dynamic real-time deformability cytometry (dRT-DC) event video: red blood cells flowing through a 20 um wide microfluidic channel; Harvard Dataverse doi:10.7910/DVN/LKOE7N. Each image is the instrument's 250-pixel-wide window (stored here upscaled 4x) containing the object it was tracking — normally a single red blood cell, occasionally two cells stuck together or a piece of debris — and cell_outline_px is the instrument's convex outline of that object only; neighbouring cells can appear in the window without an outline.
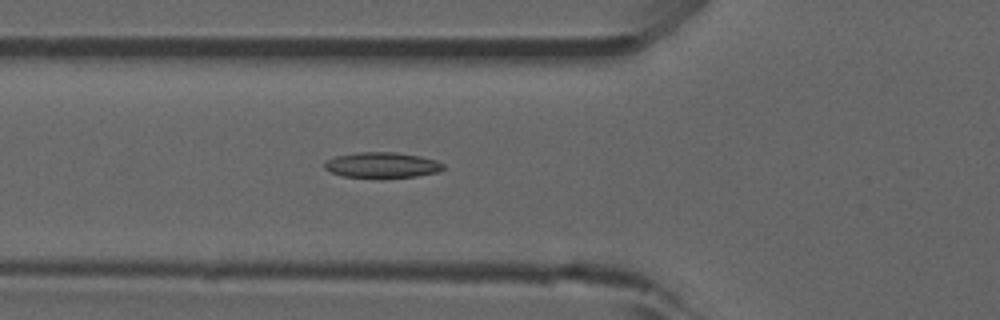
{"species": "common noctule bat (a hibernating species)", "species_latin": "Nyctalus noctula", "temperature_condition": "room temperature", "stored_images_in_passage": 42, "camera_frame_rate_fps": 3000, "um_per_image_px": 0.085, "animal": {"sex": "male", "forearm_length_mm": 52.5}, "frame": {"image": 1, "passage_image": 12, "time_ms": 3.667, "image_size_px": [1000, 320], "cell_outline_px": [[444, 168], [440, 172], [416, 176], [380, 180], [344, 176], [328, 172], [324, 168], [324, 160], [336, 156], [360, 152], [396, 152], [420, 156], [436, 160], [444, 164]], "centroid_in_image_um": [32.45, 14.06], "position_along_channel_um": 93.3, "area_um2": 18.44}, "authors_computed_cell_mechanics": {"area_um2": 16.9932, "velocity_mm_per_s": 3.8764, "shape_relaxation_time_tau1_ms": null, "shape_relaxation_time_tau2_ms": 4.5195, "deformation_change_tau1": null, "deformation_change_tau2": 0.1207}}